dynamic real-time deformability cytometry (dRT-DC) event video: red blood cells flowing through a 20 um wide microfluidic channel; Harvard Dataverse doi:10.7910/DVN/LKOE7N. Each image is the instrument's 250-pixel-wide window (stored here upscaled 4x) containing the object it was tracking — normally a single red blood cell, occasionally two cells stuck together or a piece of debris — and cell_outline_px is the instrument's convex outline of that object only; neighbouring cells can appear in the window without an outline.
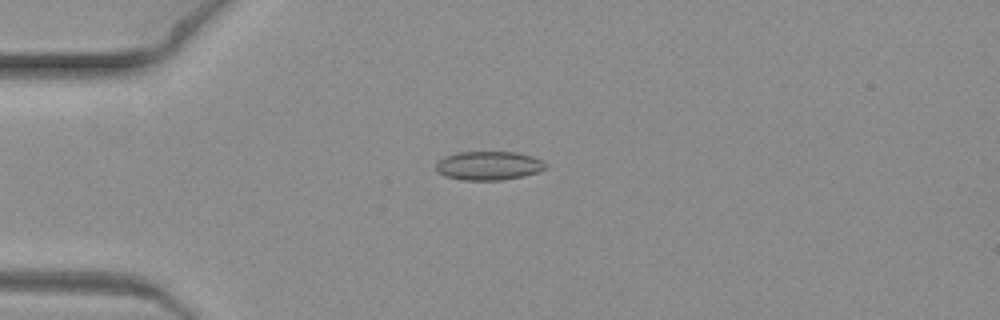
{"species": "common noctule bat (a hibernating species)", "species_latin": "Nyctalus noctula", "temperature_condition": "warm", "stored_images_in_passage": 8, "camera_frame_rate_fps": 3000, "um_per_image_px": 0.085, "animal": {"sex": "female", "body_mass_g": 19.3, "forearm_length_mm": 54.1}, "frame": {"image": 1, "passage_image": 4, "time_ms": 1.0, "image_size_px": [1000, 320], "cell_outline_px": [[548, 168], [524, 176], [500, 180], [464, 180], [444, 176], [436, 168], [436, 164], [444, 156], [460, 152], [516, 152], [532, 156], [544, 160], [548, 164]], "centroid_in_image_um": [41.59, 14.08], "position_along_channel_um": 43.4, "area_um2": 18.44}}
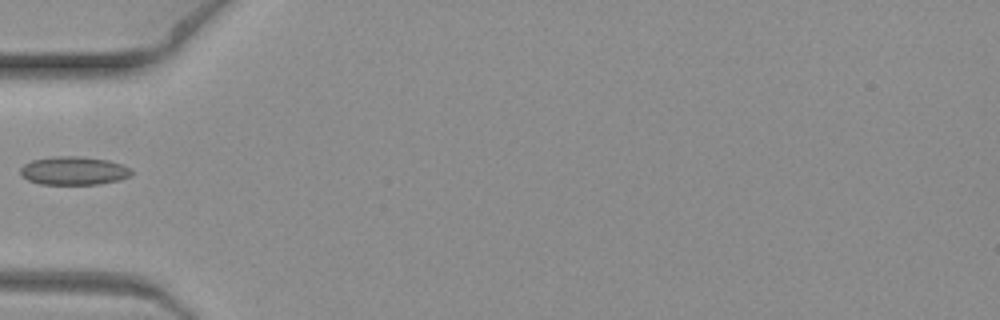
{"frame": {"image": 2, "passage_image": 6, "time_ms": 1.667, "image_size_px": [1000, 320], "cell_outline_px": [[132, 172], [128, 176], [120, 180], [100, 184], [40, 184], [28, 180], [20, 172], [20, 168], [24, 164], [32, 160], [56, 156], [80, 156], [108, 160], [132, 168]], "centroid_in_image_um": [6.28, 14.51], "position_along_channel_um": 78.7, "area_um2": 18.32}}
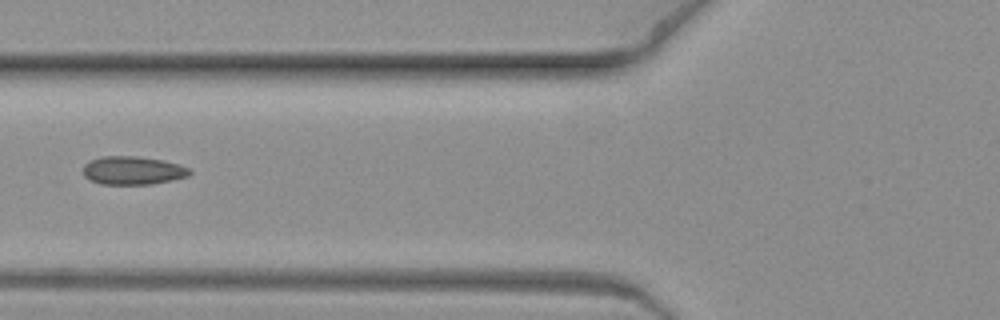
{"frame": {"image": 3, "passage_image": 7, "time_ms": 2.0, "image_size_px": [1000, 320], "cell_outline_px": [[192, 172], [188, 176], [172, 180], [152, 184], [100, 184], [88, 180], [84, 176], [84, 164], [92, 160], [104, 156], [136, 156], [160, 160], [180, 164], [188, 168]], "centroid_in_image_um": [11.28, 14.5], "position_along_channel_um": 114.5, "area_um2": 17.51}}